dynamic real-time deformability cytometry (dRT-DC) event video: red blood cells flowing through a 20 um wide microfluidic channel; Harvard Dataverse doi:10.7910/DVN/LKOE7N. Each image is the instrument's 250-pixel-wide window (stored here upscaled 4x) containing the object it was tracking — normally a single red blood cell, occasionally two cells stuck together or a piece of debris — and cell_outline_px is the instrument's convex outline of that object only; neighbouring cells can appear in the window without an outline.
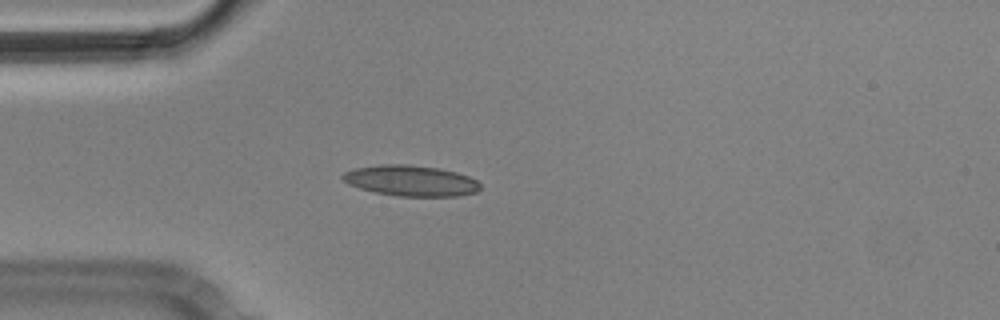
{"species": "Egyptian fruit bat (a non-hibernating species)", "species_latin": "Rousettus aegyptiacus", "temperature_condition": "cold", "stored_images_in_passage": 40, "camera_frame_rate_fps": 3000, "um_per_image_px": 0.085, "animal": {"sex": "male"}, "frame": {"image": 1, "passage_image": 9, "time_ms": 2.667, "image_size_px": [1000, 320], "cell_outline_px": [[480, 188], [476, 192], [460, 196], [396, 196], [376, 192], [360, 188], [348, 184], [340, 176], [344, 172], [356, 168], [380, 164], [408, 164], [440, 168], [456, 172], [468, 176], [476, 180], [480, 184]], "centroid_in_image_um": [34.93, 15.35], "position_along_channel_um": 50.1, "area_um2": 24.68}}
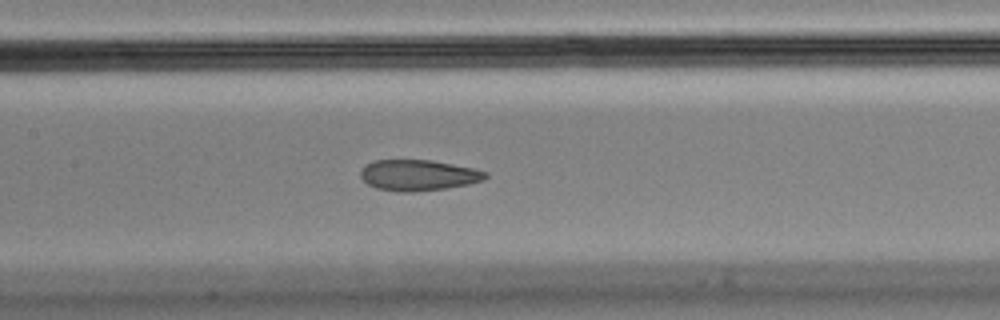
{"frame": {"image": 2, "passage_image": 20, "time_ms": 6.333, "image_size_px": [1000, 320], "cell_outline_px": [[488, 176], [484, 180], [468, 184], [444, 188], [412, 192], [396, 192], [376, 188], [368, 184], [360, 176], [360, 172], [368, 164], [376, 160], [432, 160], [472, 168], [488, 172]], "centroid_in_image_um": [35.57, 14.9], "position_along_channel_um": 171.8, "area_um2": 22.31}}
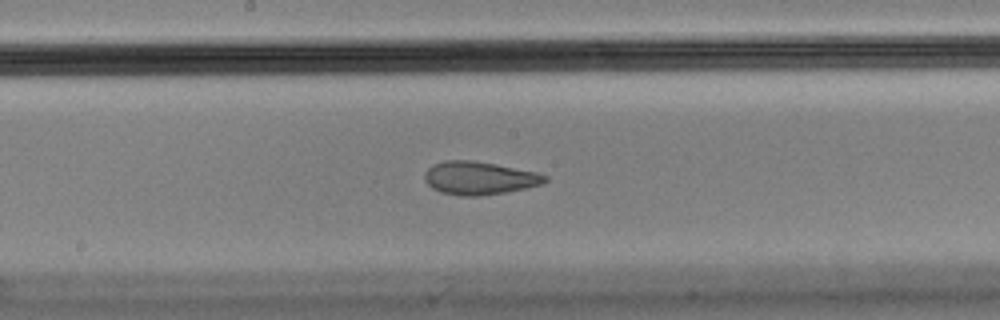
{"frame": {"image": 3, "passage_image": 23, "time_ms": 7.333, "image_size_px": [1000, 320], "cell_outline_px": [[548, 180], [544, 184], [504, 192], [480, 196], [460, 196], [440, 192], [432, 188], [424, 180], [424, 172], [432, 164], [444, 160], [472, 160], [496, 164], [536, 172], [548, 176]], "centroid_in_image_um": [40.71, 15.13], "position_along_channel_um": 207.5, "area_um2": 23.35}, "authors_computed_cell_mechanics": {"area_um2": 23.0911, "velocity_mm_per_s": 3.5664, "shape_relaxation_time_tau1_ms": null, "shape_relaxation_time_tau2_ms": 1.49, "deformation_change_tau1": null, "deformation_change_tau2": 0.0711}}